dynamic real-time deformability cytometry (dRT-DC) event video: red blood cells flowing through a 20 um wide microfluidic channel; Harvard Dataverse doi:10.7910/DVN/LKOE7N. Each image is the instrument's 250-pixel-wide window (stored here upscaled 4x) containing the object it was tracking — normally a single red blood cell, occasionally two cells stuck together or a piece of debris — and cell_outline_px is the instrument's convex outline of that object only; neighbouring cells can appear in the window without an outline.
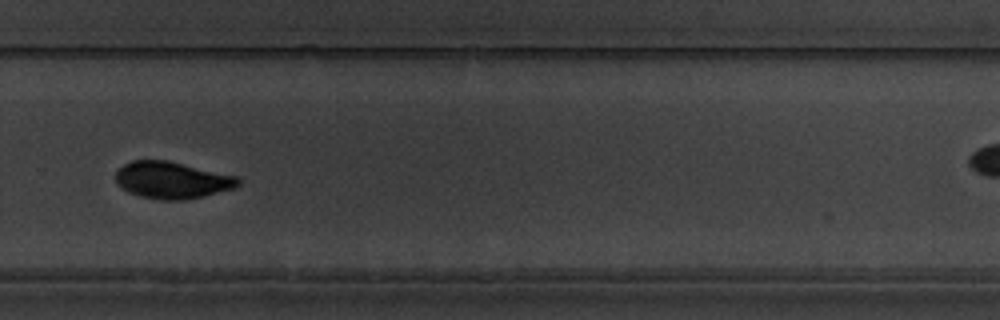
{"species": "common noctule bat (a hibernating species)", "species_latin": "Nyctalus noctula", "temperature_condition": "warm", "stored_images_in_passage": 38, "camera_frame_rate_fps": 3000, "um_per_image_px": 0.085, "animal": {"sex": "male", "body_mass_g": 19.5, "forearm_length_mm": 54.6}, "frame": {"image": 1, "passage_image": 22, "time_ms": 7.0, "image_size_px": [1000, 320], "cell_outline_px": [[240, 184], [236, 188], [204, 196], [184, 200], [160, 200], [140, 196], [128, 192], [120, 188], [116, 184], [116, 172], [124, 164], [132, 160], [168, 160], [240, 176]], "centroid_in_image_um": [14.65, 15.31], "position_along_channel_um": 315.1, "area_um2": 26.76}, "authors_computed_cell_mechanics": {"area_um2": 26.9637, "velocity_mm_per_s": 3.6033, "shape_relaxation_time_tau1_ms": 4.9575, "shape_relaxation_time_tau2_ms": 11.3436, "deformation_change_tau1": 0.2028, "deformation_change_tau2": 0.1126}}